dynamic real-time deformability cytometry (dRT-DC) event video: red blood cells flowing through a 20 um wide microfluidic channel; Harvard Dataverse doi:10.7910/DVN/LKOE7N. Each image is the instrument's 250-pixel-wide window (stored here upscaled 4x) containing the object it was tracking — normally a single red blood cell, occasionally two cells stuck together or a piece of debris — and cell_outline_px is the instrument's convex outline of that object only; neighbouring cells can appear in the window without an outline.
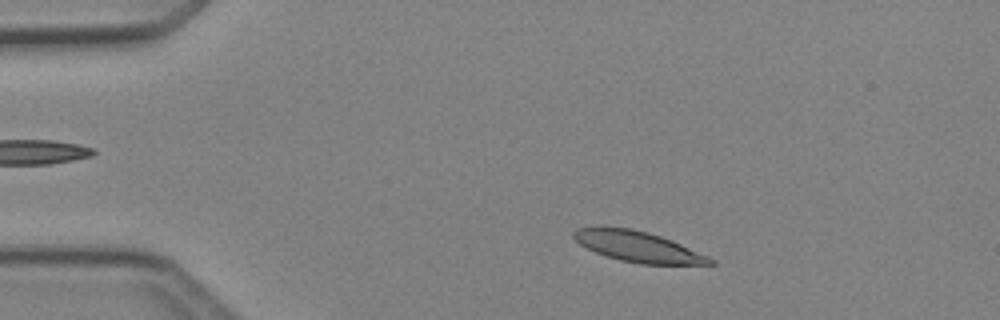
{"species": "Egyptian fruit bat (a non-hibernating species)", "species_latin": "Rousettus aegyptiacus", "temperature_condition": "cold", "stored_images_in_passage": 44, "camera_frame_rate_fps": 3000, "um_per_image_px": 0.085, "animal": {"sex": "female"}, "frame": {"image": 1, "passage_image": 5, "time_ms": 1.333, "image_size_px": [1000, 320], "cell_outline_px": [[716, 264], [640, 264], [620, 260], [596, 252], [580, 244], [572, 236], [572, 232], [576, 228], [632, 228], [648, 232], [672, 240], [708, 256], [716, 260]], "centroid_in_image_um": [54.27, 20.97], "position_along_channel_um": 30.7, "area_um2": 23.93}}
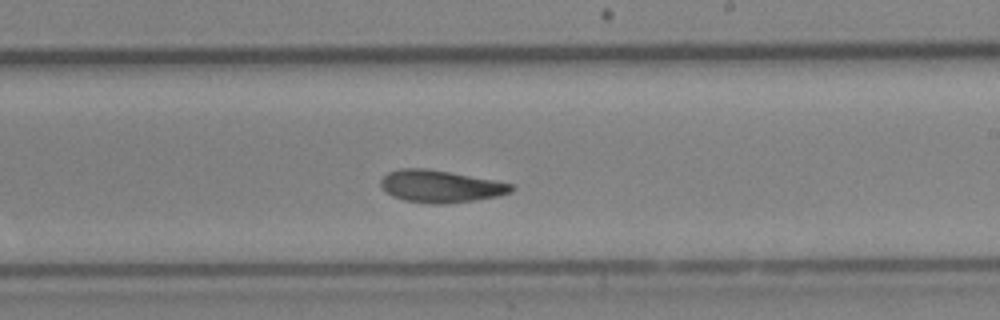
{"frame": {"image": 2, "passage_image": 25, "time_ms": 8.0, "image_size_px": [1000, 320], "cell_outline_px": [[516, 188], [512, 192], [496, 196], [476, 200], [440, 204], [432, 204], [404, 200], [392, 196], [380, 184], [380, 180], [388, 172], [400, 168], [428, 168], [492, 180], [512, 184]], "centroid_in_image_um": [37.43, 15.83], "position_along_channel_um": 251.6, "area_um2": 24.33}}
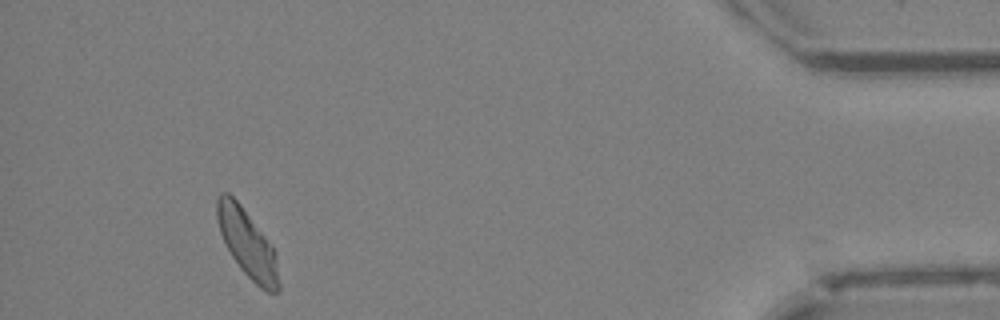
{"frame": {"image": 3, "passage_image": 41, "time_ms": 13.333, "image_size_px": [1000, 320], "cell_outline_px": [[280, 292], [268, 292], [260, 288], [240, 268], [232, 256], [220, 232], [216, 220], [216, 200], [220, 192], [228, 192], [240, 204], [272, 244], [280, 284]], "centroid_in_image_um": [21.01, 20.68], "position_along_channel_um": 414.2, "area_um2": 24.1}, "authors_computed_cell_mechanics": {"area_um2": 24.3627, "velocity_mm_per_s": 4.1959, "shape_relaxation_time_tau1_ms": 7.3998, "shape_relaxation_time_tau2_ms": 2.4329, "deformation_change_tau1": 0.188, "deformation_change_tau2": 0.0769}}